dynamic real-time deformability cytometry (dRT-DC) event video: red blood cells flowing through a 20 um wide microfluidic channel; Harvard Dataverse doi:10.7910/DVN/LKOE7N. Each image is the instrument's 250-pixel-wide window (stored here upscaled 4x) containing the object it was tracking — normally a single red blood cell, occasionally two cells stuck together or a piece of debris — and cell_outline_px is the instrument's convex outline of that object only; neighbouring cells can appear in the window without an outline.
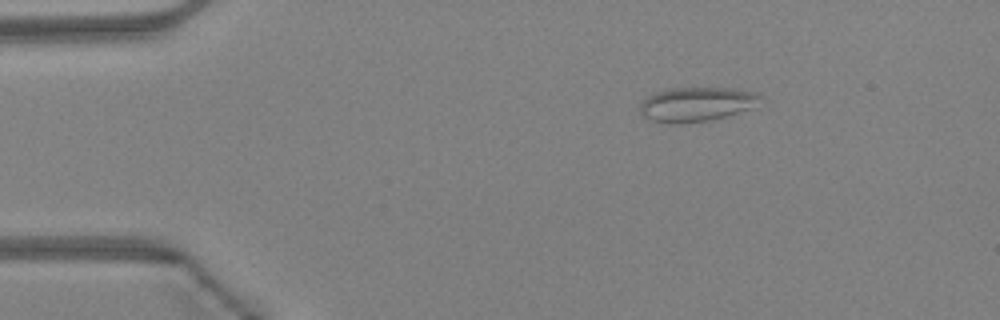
{"species": "Egyptian fruit bat (a non-hibernating species)", "species_latin": "Rousettus aegyptiacus", "temperature_condition": "warm", "stored_images_in_passage": 41, "camera_frame_rate_fps": 3000, "um_per_image_px": 0.085, "animal": {"sex": "female"}, "frame": {"image": 1, "passage_image": 2, "time_ms": 0.333, "image_size_px": [1000, 320], "cell_outline_px": [[764, 96], [748, 108], [724, 116], [708, 120], [680, 124], [668, 124], [652, 120], [644, 116], [640, 112], [640, 104], [648, 96], [656, 92], [672, 88], [728, 88], [752, 92]], "centroid_in_image_um": [59.12, 8.86], "position_along_channel_um": 25.9, "area_um2": 23.52}}
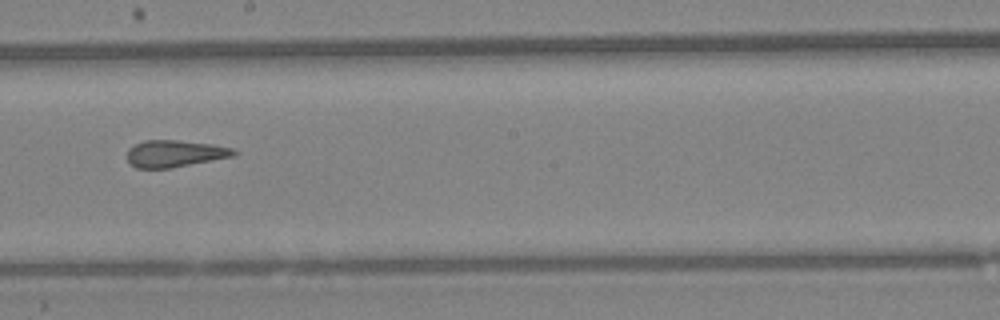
{"frame": {"image": 2, "passage_image": 21, "time_ms": 6.667, "image_size_px": [1000, 320], "cell_outline_px": [[240, 152], [232, 156], [172, 168], [136, 168], [128, 160], [128, 148], [144, 140], [176, 140], [212, 144], [232, 148]], "centroid_in_image_um": [14.86, 13.05], "position_along_channel_um": 233.3, "area_um2": 16.59}}
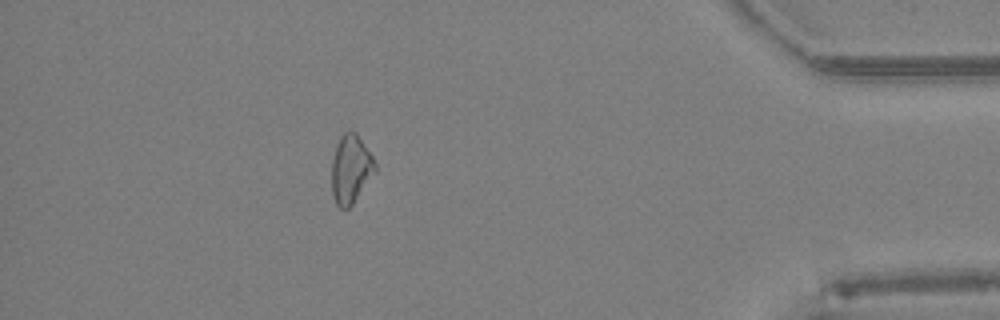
{"frame": {"image": 3, "passage_image": 36, "time_ms": 11.667, "image_size_px": [1000, 320], "cell_outline_px": [[376, 172], [352, 204], [348, 208], [340, 208], [336, 204], [332, 192], [332, 160], [336, 144], [340, 136], [344, 132], [356, 132], [372, 156], [376, 164]], "centroid_in_image_um": [29.81, 14.37], "position_along_channel_um": 405.4, "area_um2": 17.22}, "authors_computed_cell_mechanics": {"area_um2": 17.629, "velocity_mm_per_s": 4.3639, "shape_relaxation_time_tau1_ms": null, "shape_relaxation_time_tau2_ms": 1.1791, "deformation_change_tau1": null, "deformation_change_tau2": 0.0889}}